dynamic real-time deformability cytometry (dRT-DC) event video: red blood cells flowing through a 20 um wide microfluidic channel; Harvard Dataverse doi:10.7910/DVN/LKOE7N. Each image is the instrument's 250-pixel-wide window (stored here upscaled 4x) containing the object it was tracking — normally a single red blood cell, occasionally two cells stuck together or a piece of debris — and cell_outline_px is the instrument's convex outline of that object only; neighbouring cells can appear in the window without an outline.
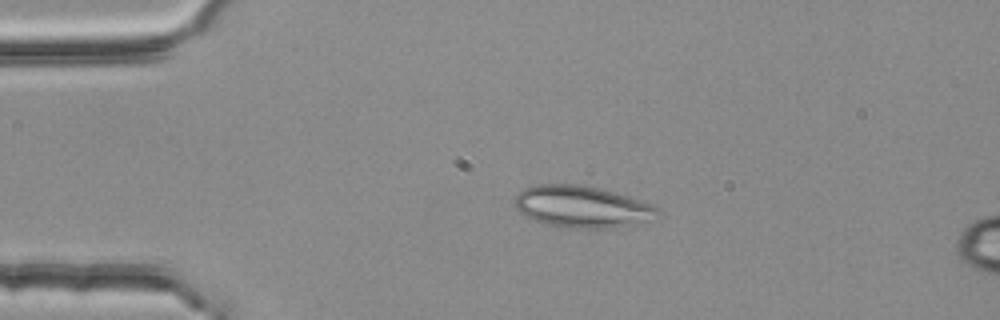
{"species": "common noctule bat (a hibernating species)", "species_latin": "Nyctalus noctula", "temperature_condition": "room temperature", "stored_images_in_passage": 3, "camera_frame_rate_fps": 3000, "um_per_image_px": 0.085, "animal": {"sex": "female", "body_mass_g": 25.1}, "frame": {"image": 1, "passage_image": 1, "time_ms": 0.0, "image_size_px": [1000, 320], "cell_outline_px": [[664, 216], [632, 224], [612, 228], [568, 228], [540, 224], [524, 216], [516, 208], [516, 196], [524, 188], [536, 184], [584, 184], [616, 192], [652, 204], [660, 208]], "centroid_in_image_um": [49.5, 17.57], "position_along_channel_um": 35.5, "area_um2": 35.37}}